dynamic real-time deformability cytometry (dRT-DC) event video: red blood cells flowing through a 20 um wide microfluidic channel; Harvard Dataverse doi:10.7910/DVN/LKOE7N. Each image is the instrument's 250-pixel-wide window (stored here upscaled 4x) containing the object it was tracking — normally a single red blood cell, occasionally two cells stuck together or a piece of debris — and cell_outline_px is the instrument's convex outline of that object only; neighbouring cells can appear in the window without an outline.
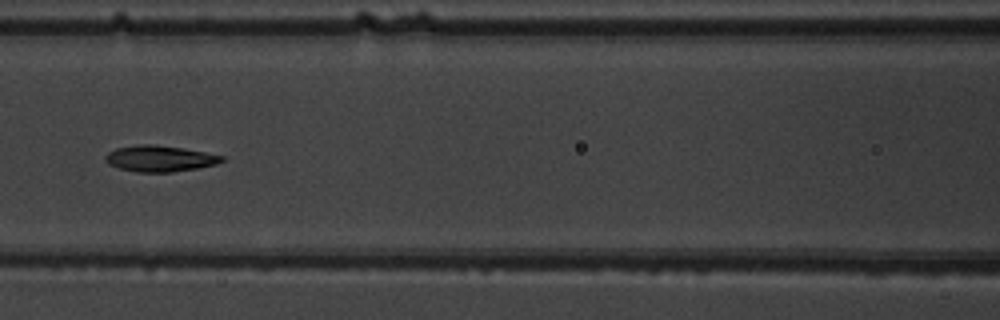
{"species": "common noctule bat (a hibernating species)", "species_latin": "Nyctalus noctula", "temperature_condition": "warm", "stored_images_in_passage": 10, "camera_frame_rate_fps": 3000, "um_per_image_px": 0.085, "animal": {"sex": "male", "body_mass_g": 19.5, "forearm_length_mm": 54.6}, "frame": {"image": 1, "passage_image": 6, "time_ms": 6.667, "image_size_px": [1000, 320], "cell_outline_px": [[224, 160], [216, 164], [196, 168], [172, 172], [136, 172], [120, 168], [108, 164], [104, 160], [104, 156], [108, 152], [116, 148], [140, 144], [152, 144], [184, 148], [224, 156]], "centroid_in_image_um": [13.55, 13.47], "position_along_channel_um": 153.1, "area_um2": 17.69}}
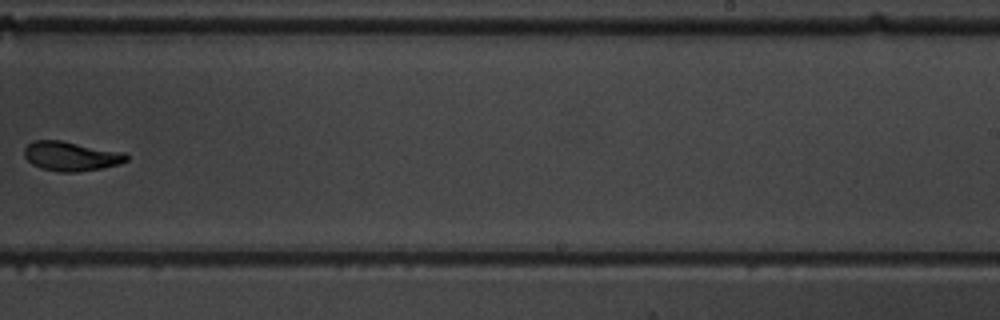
{"frame": {"image": 2, "passage_image": 9, "time_ms": 10.0, "image_size_px": [1000, 320], "cell_outline_px": [[128, 160], [120, 164], [100, 168], [76, 172], [60, 172], [40, 168], [32, 164], [24, 156], [24, 148], [32, 140], [60, 140], [124, 152], [128, 156]], "centroid_in_image_um": [6.02, 13.27], "position_along_channel_um": 283.0, "area_um2": 17.51}}
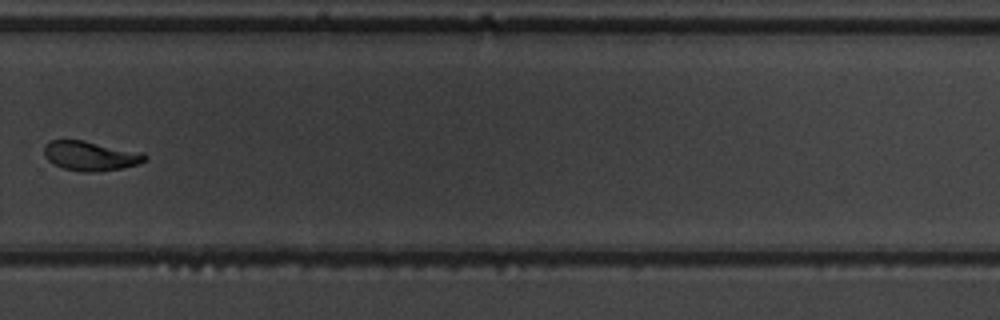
{"frame": {"image": 3, "passage_image": 10, "time_ms": 11.0, "image_size_px": [1000, 320], "cell_outline_px": [[148, 160], [140, 164], [120, 168], [92, 172], [80, 172], [64, 168], [52, 164], [44, 156], [44, 144], [52, 140], [84, 140], [144, 152], [148, 156]], "centroid_in_image_um": [7.72, 13.24], "position_along_channel_um": 322.1, "area_um2": 17.63}}